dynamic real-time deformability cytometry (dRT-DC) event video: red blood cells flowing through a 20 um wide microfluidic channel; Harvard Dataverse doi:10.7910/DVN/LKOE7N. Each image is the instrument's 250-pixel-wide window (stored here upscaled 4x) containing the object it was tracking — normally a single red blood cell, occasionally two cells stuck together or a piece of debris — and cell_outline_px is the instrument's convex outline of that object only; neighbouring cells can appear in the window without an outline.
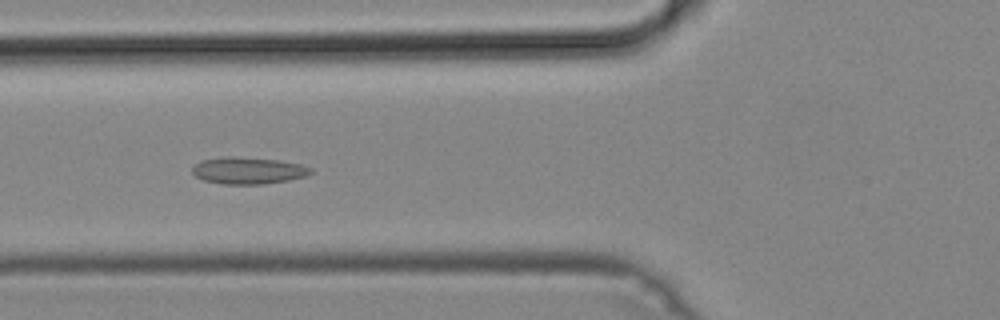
{"species": "common noctule bat (a hibernating species)", "species_latin": "Nyctalus noctula", "temperature_condition": "cold", "stored_images_in_passage": 17, "camera_frame_rate_fps": 3000, "um_per_image_px": 0.085, "animal": {"sex": "male", "body_mass_g": 19.2, "forearm_length_mm": 51.8}, "frame": {"image": 1, "passage_image": 8, "time_ms": 2.333, "image_size_px": [1000, 320], "cell_outline_px": [[312, 172], [308, 176], [288, 180], [260, 184], [224, 184], [204, 180], [196, 176], [192, 172], [192, 168], [200, 160], [224, 156], [232, 156], [276, 160], [300, 164], [312, 168]], "centroid_in_image_um": [21.09, 14.49], "position_along_channel_um": 104.7, "area_um2": 18.44}}
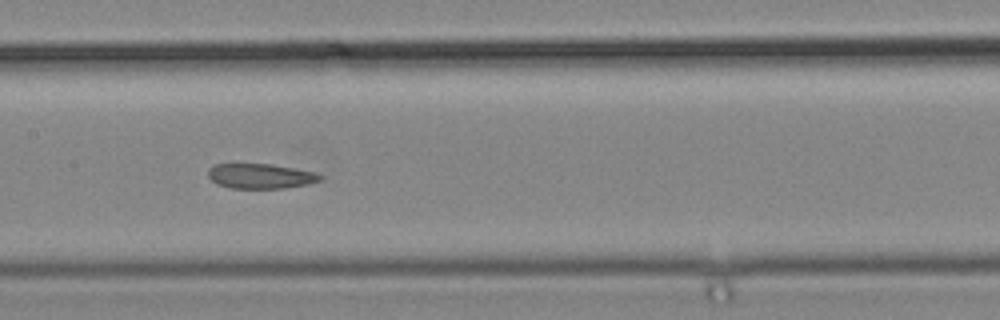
{"frame": {"image": 2, "passage_image": 14, "time_ms": 4.333, "image_size_px": [1000, 320], "cell_outline_px": [[324, 176], [320, 180], [304, 184], [284, 188], [232, 188], [216, 184], [208, 176], [208, 168], [212, 164], [232, 160], [236, 160], [272, 164], [316, 172]], "centroid_in_image_um": [22.02, 14.89], "position_along_channel_um": 185.4, "area_um2": 17.17}}
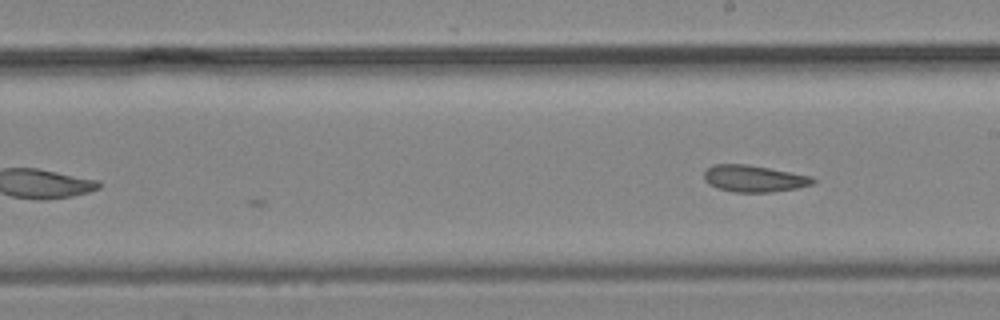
{"frame": {"image": 3, "passage_image": 17, "time_ms": 5.333, "image_size_px": [1000, 320], "cell_outline_px": [[816, 180], [812, 184], [796, 188], [772, 192], [732, 192], [716, 188], [708, 184], [704, 180], [704, 172], [712, 164], [748, 164], [812, 176]], "centroid_in_image_um": [64.05, 15.18], "position_along_channel_um": 224.9, "area_um2": 17.05}}